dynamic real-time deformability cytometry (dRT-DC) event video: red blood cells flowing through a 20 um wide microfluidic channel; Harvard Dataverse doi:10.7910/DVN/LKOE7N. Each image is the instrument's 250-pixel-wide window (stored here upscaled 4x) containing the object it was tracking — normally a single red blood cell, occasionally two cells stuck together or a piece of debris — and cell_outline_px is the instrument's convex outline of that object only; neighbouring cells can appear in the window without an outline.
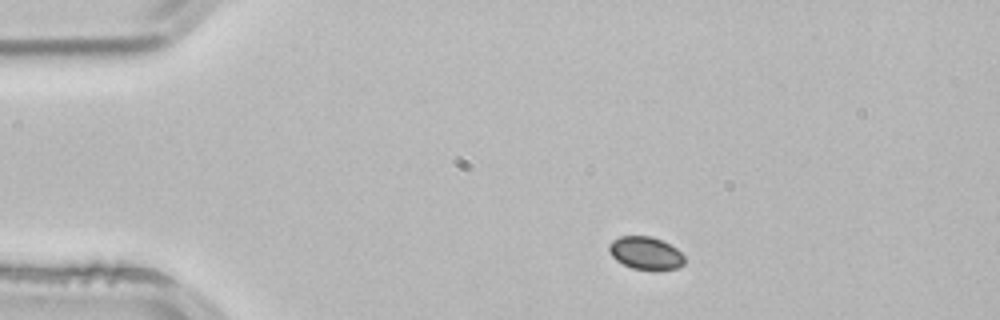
{"species": "common noctule bat (a hibernating species)", "species_latin": "Nyctalus noctula", "temperature_condition": "room temperature", "stored_images_in_passage": 2, "camera_frame_rate_fps": 3000, "um_per_image_px": 0.085, "animal": {"sex": "male", "body_mass_g": 21.5, "forearm_length_mm": 52.0}, "frame": {"image": 1, "passage_image": 1, "time_ms": 0.0, "image_size_px": [1000, 320], "cell_outline_px": [[684, 264], [680, 268], [656, 272], [652, 272], [632, 268], [616, 260], [612, 256], [608, 248], [608, 244], [612, 240], [620, 236], [652, 236], [676, 248], [684, 256]], "centroid_in_image_um": [54.9, 21.55], "position_along_channel_um": 30.1, "area_um2": 14.8}}